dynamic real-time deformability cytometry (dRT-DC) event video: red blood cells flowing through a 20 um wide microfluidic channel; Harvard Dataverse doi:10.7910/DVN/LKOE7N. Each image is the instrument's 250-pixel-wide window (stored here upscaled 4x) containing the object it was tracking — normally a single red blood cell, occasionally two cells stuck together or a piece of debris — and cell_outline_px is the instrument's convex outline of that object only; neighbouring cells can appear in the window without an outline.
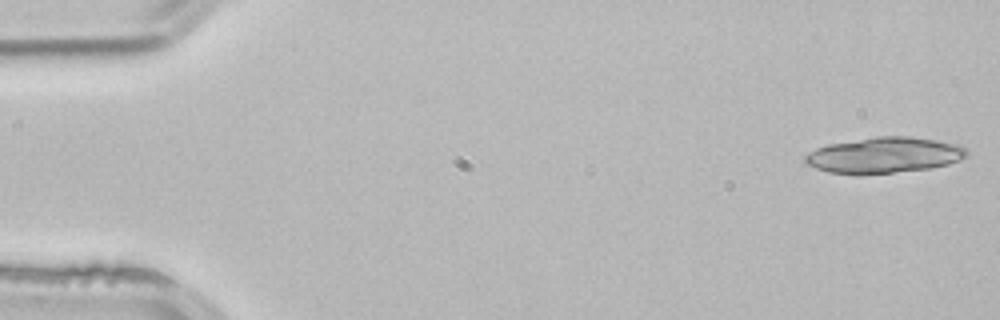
{"species": "common noctule bat (a hibernating species)", "species_latin": "Nyctalus noctula", "temperature_condition": "room temperature", "stored_images_in_passage": 39, "camera_frame_rate_fps": 3000, "um_per_image_px": 0.085, "animal": {"sex": "male", "body_mass_g": 21.5, "forearm_length_mm": 52.0}, "frame": {"image": 1, "passage_image": 1, "time_ms": 0.0, "image_size_px": [1000, 320], "cell_outline_px": [[968, 156], [960, 160], [948, 164], [932, 168], [892, 172], [828, 172], [816, 168], [808, 164], [804, 160], [804, 156], [808, 152], [816, 148], [828, 144], [876, 136], [908, 136], [936, 140], [960, 144], [968, 152]], "centroid_in_image_um": [75.21, 13.15], "position_along_channel_um": 9.8, "area_um2": 33.18}, "authors_computed_cell_mechanics": {"area_um2": 18.1492, "velocity_mm_per_s": 3.8941, "shape_relaxation_time_tau1_ms": 6.8479, "shape_relaxation_time_tau2_ms": null, "deformation_change_tau1": 0.1557, "deformation_change_tau2": null}}